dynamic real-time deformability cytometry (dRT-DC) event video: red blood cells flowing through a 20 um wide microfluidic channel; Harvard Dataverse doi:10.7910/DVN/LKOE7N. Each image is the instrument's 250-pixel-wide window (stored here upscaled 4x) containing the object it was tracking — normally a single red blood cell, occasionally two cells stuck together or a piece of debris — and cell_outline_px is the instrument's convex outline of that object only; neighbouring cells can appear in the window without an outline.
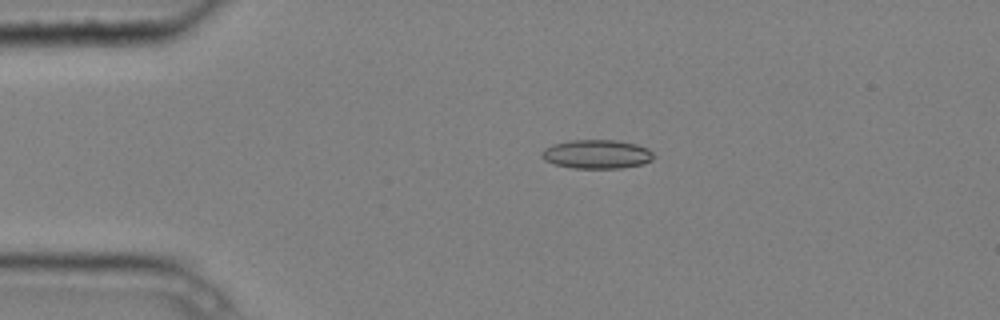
{"species": "common noctule bat (a hibernating species)", "species_latin": "Nyctalus noctula", "temperature_condition": "cold", "stored_images_in_passage": 4, "camera_frame_rate_fps": 3000, "um_per_image_px": 0.085, "animal": {"sex": "male", "body_mass_g": 20.4}, "frame": {"image": 1, "passage_image": 3, "time_ms": 0.667, "image_size_px": [1000, 320], "cell_outline_px": [[656, 156], [652, 160], [644, 164], [620, 168], [572, 168], [552, 164], [544, 160], [540, 156], [540, 152], [544, 148], [552, 144], [572, 140], [616, 140], [636, 144], [648, 148]], "centroid_in_image_um": [50.71, 13.11], "position_along_channel_um": 34.3, "area_um2": 19.13}}